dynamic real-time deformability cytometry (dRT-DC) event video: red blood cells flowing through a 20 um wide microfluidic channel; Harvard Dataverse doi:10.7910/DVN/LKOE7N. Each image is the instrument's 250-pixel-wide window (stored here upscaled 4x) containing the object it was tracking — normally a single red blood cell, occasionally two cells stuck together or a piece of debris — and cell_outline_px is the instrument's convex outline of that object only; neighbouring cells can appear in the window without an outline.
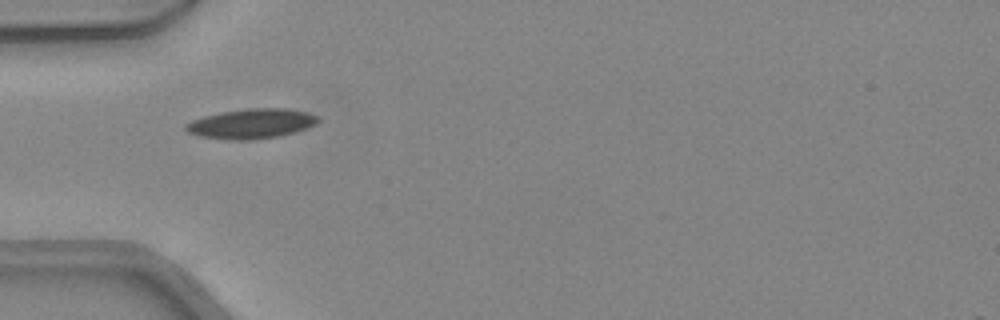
{"species": "common noctule bat (a hibernating species)", "species_latin": "Nyctalus noctula", "temperature_condition": "warm", "stored_images_in_passage": 7, "camera_frame_rate_fps": 3000, "um_per_image_px": 0.085, "animal": {"sex": "female", "body_mass_g": 24.6, "forearm_length_mm": 56.2}, "frame": {"image": 1, "passage_image": 1, "time_ms": 0.0, "image_size_px": [1000, 320], "cell_outline_px": [[320, 120], [316, 124], [292, 132], [276, 136], [252, 140], [232, 140], [200, 136], [188, 132], [184, 128], [184, 124], [192, 120], [204, 116], [220, 112], [248, 108], [284, 108], [308, 112], [320, 116]], "centroid_in_image_um": [21.35, 10.5], "position_along_channel_um": 63.6, "area_um2": 22.89}}